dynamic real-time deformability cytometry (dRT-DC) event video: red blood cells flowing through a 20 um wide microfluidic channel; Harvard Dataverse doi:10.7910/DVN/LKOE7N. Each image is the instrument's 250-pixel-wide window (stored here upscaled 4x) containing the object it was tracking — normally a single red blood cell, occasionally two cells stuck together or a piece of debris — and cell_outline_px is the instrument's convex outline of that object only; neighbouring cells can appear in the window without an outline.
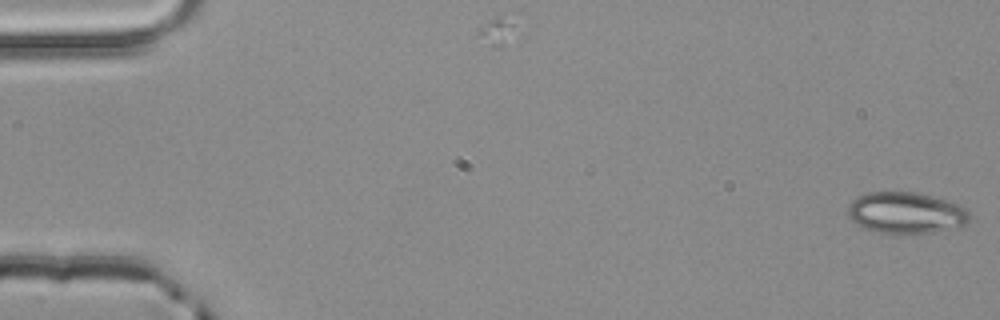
{"species": "common noctule bat (a hibernating species)", "species_latin": "Nyctalus noctula", "temperature_condition": "room temperature", "stored_images_in_passage": 4, "camera_frame_rate_fps": 3000, "um_per_image_px": 0.085, "animal": {"sex": "male", "body_mass_g": 20.4}, "frame": {"image": 1, "passage_image": 1, "time_ms": 0.0, "image_size_px": [1000, 320], "cell_outline_px": [[968, 224], [936, 232], [876, 232], [864, 228], [856, 224], [848, 216], [848, 204], [852, 200], [868, 192], [916, 192], [932, 196], [960, 204], [968, 212]], "centroid_in_image_um": [76.99, 18.07], "position_along_channel_um": 8.0, "area_um2": 29.02}}